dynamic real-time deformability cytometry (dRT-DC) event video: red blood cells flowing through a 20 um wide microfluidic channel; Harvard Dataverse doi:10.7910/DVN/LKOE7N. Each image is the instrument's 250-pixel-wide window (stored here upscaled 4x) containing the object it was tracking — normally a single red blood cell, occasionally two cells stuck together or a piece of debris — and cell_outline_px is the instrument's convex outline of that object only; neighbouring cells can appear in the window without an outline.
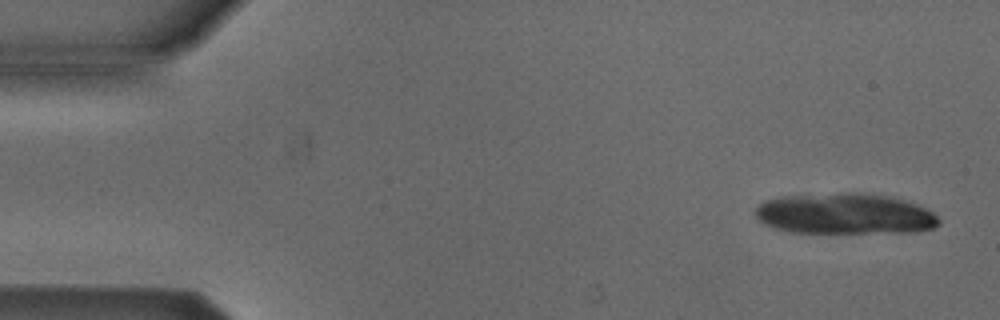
{"species": "Egyptian fruit bat (a non-hibernating species)", "species_latin": "Rousettus aegyptiacus", "temperature_condition": "cold", "stored_images_in_passage": 6, "camera_frame_rate_fps": 3000, "um_per_image_px": 0.085, "animal": {"sex": "male"}, "frame": {"image": 1, "passage_image": 1, "time_ms": 0.0, "image_size_px": [1000, 320], "cell_outline_px": [[940, 224], [932, 228], [916, 232], [792, 232], [776, 228], [760, 220], [756, 216], [756, 208], [764, 200], [780, 196], [888, 196], [904, 200], [916, 204], [932, 212], [940, 220]], "centroid_in_image_um": [71.84, 18.23], "position_along_channel_um": 13.2, "area_um2": 41.73}}
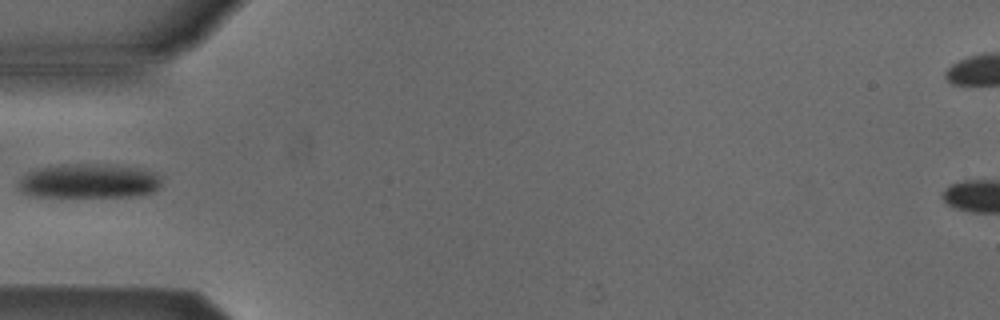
{"frame": {"image": 2, "passage_image": 5, "time_ms": 5.0, "image_size_px": [1000, 320], "cell_outline_px": [[160, 184], [152, 192], [132, 196], [32, 196], [24, 192], [20, 188], [20, 180], [28, 172], [60, 164], [84, 164], [136, 168], [156, 172], [160, 180]], "centroid_in_image_um": [7.56, 15.4], "position_along_channel_um": 77.4, "area_um2": 27.74}}
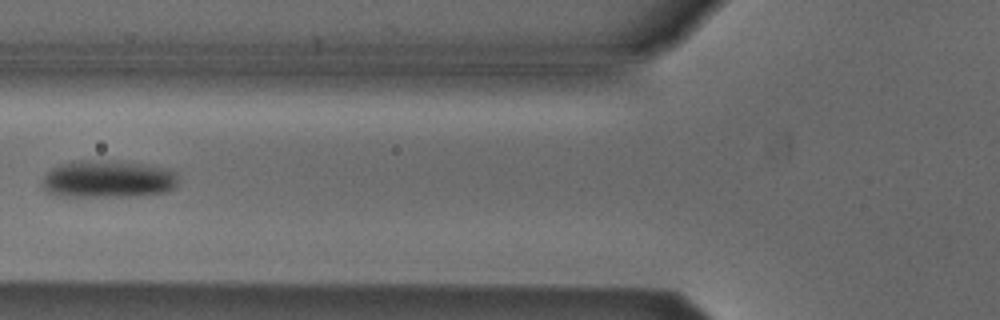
{"frame": {"image": 3, "passage_image": 6, "time_ms": 6.0, "image_size_px": [1000, 320], "cell_outline_px": [[176, 184], [172, 188], [164, 192], [140, 196], [56, 196], [48, 192], [44, 188], [44, 176], [52, 168], [60, 164], [80, 160], [108, 160], [140, 164], [160, 168], [176, 172]], "centroid_in_image_um": [9.13, 15.23], "position_along_channel_um": 116.7, "area_um2": 29.25}}